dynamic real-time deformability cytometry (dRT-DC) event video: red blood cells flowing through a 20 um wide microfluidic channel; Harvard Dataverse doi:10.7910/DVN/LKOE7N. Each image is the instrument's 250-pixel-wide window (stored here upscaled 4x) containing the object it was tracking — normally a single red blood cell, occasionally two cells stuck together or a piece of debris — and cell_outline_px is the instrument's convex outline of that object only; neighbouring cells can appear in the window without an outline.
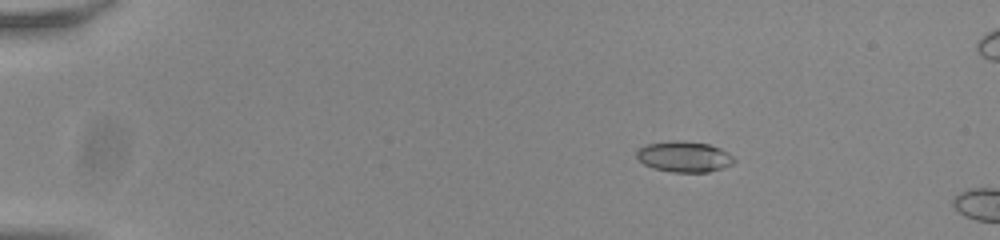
{"species": "common noctule bat (a hibernating species)", "species_latin": "Nyctalus noctula", "temperature_condition": "room temperature", "stored_images_in_passage": 15, "camera_frame_rate_fps": 3000, "um_per_image_px": 0.085, "animal": {"sex": "male", "body_mass_g": 20.0, "forearm_length_mm": 53.3}, "frame": {"image": 1, "passage_image": 11, "time_ms": 3.333, "image_size_px": [1000, 240], "cell_outline_px": [[736, 160], [732, 164], [708, 172], [672, 172], [652, 168], [644, 164], [636, 156], [636, 152], [640, 148], [648, 144], [676, 140], [680, 140], [708, 144], [720, 148], [728, 152]], "centroid_in_image_um": [58.16, 13.32], "position_along_channel_um": 26.8, "area_um2": 17.34}}